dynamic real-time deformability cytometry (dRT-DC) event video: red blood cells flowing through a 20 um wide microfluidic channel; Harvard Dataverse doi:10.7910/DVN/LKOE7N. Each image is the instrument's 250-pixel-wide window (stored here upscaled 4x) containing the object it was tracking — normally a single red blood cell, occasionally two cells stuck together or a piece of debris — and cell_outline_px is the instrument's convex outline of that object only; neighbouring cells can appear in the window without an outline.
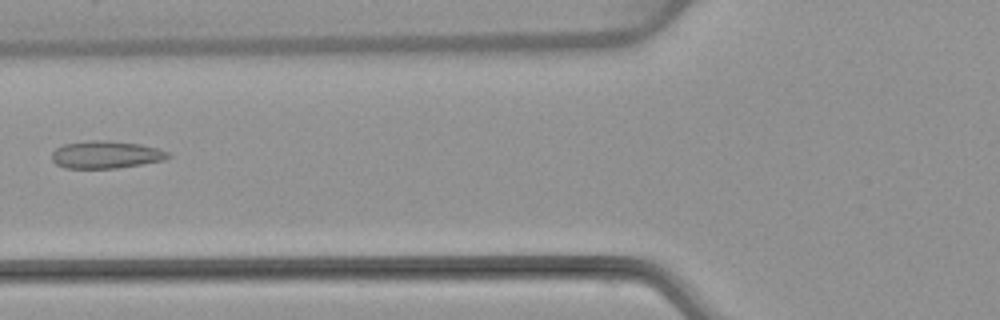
{"species": "common noctule bat (a hibernating species)", "species_latin": "Nyctalus noctula", "temperature_condition": "warm", "stored_images_in_passage": 6, "camera_frame_rate_fps": 3000, "um_per_image_px": 0.085, "animal": {"sex": "female", "body_mass_g": 22.7, "forearm_length_mm": 54.2}, "frame": {"image": 1, "passage_image": 6, "time_ms": 6.667, "image_size_px": [1000, 320], "cell_outline_px": [[172, 156], [164, 160], [116, 168], [64, 168], [56, 164], [52, 160], [52, 152], [56, 148], [64, 144], [92, 140], [108, 140], [140, 144], [156, 148], [168, 152]], "centroid_in_image_um": [8.99, 13.14], "position_along_channel_um": 116.8, "area_um2": 18.55}}